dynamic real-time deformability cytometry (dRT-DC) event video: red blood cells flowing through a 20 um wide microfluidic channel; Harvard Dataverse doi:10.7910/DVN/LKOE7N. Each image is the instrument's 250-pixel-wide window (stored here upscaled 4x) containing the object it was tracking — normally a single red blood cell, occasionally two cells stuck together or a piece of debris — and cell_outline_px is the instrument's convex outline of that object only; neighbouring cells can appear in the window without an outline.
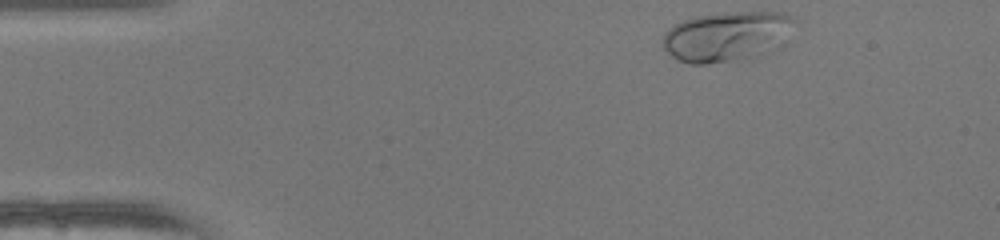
{"species": "human", "species_latin": "Homo sapiens", "temperature_condition": "warm", "stored_images_in_passage": 35, "camera_frame_rate_fps": 3000, "um_per_image_px": 0.085, "donor": {"sex": "female"}, "frame": {"image": 1, "passage_image": 1, "time_ms": 0.0, "image_size_px": [1000, 240], "cell_outline_px": [[796, 20], [748, 60], [708, 64], [688, 64], [676, 60], [660, 44], [664, 32], [668, 28], [684, 20], [696, 16], [724, 12], [784, 12], [796, 16]], "centroid_in_image_um": [61.52, 3.08], "position_along_channel_um": 23.5, "area_um2": 36.88}}
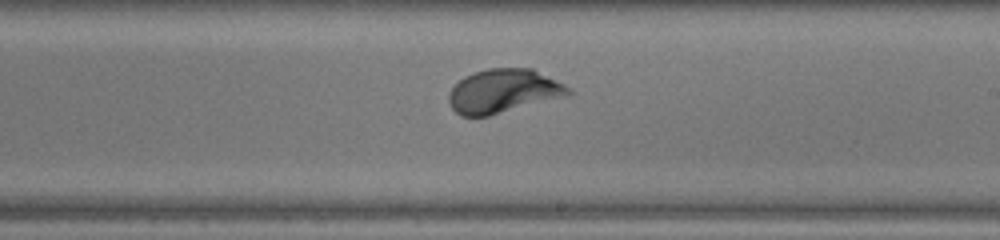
{"frame": {"image": 2, "passage_image": 23, "time_ms": 7.333, "image_size_px": [1000, 240], "cell_outline_px": [[572, 92], [568, 96], [488, 116], [460, 116], [452, 108], [448, 100], [448, 92], [464, 76], [488, 68], [532, 68], [572, 88]], "centroid_in_image_um": [42.8, 7.75], "position_along_channel_um": 246.2, "area_um2": 30.58}}
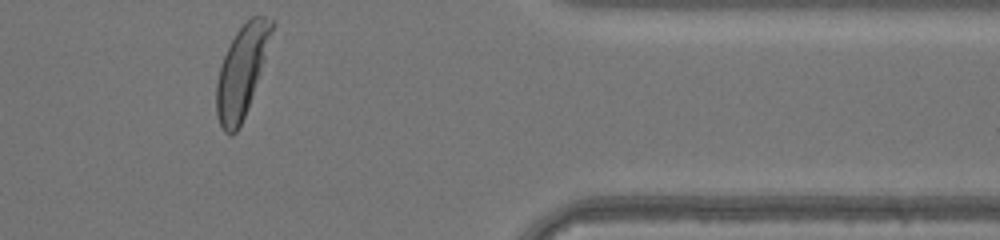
{"frame": {"image": 3, "passage_image": 35, "time_ms": 11.333, "image_size_px": [1000, 240], "cell_outline_px": [[276, 24], [248, 108], [236, 132], [228, 136], [224, 132], [216, 116], [216, 84], [220, 68], [224, 56], [236, 32], [252, 16], [264, 16], [272, 20]], "centroid_in_image_um": [20.55, 6.07], "position_along_channel_um": 390.9, "area_um2": 28.9}, "authors_computed_cell_mechanics": {"area_um2": 29.189, "velocity_mm_per_s": 4.1883, "shape_relaxation_time_tau1_ms": 1.7809, "shape_relaxation_time_tau2_ms": null, "deformation_change_tau1": 0.1586, "deformation_change_tau2": null}}